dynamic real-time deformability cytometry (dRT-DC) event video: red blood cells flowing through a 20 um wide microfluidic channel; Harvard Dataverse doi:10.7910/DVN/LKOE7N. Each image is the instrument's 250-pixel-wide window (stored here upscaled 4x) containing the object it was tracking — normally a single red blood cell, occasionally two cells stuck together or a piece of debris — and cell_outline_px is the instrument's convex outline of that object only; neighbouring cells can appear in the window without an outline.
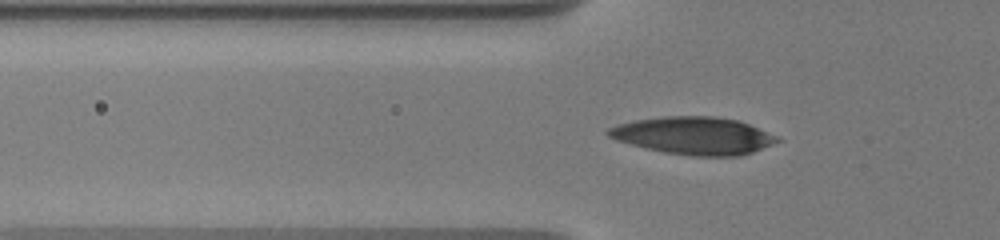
{"species": "human", "species_latin": "Homo sapiens", "temperature_condition": "warm", "stored_images_in_passage": 10, "camera_frame_rate_fps": 3000, "um_per_image_px": 0.085, "donor": {"sex": "male"}, "frame": {"image": 1, "passage_image": 2, "time_ms": 0.333, "image_size_px": [1000, 240], "cell_outline_px": [[784, 140], [752, 152], [740, 156], [692, 156], [668, 152], [648, 148], [616, 140], [608, 136], [604, 132], [608, 128], [616, 124], [636, 120], [664, 116], [716, 116], [736, 120], [748, 124], [776, 136]], "centroid_in_image_um": [58.96, 11.52], "position_along_channel_um": 66.8, "area_um2": 36.7}}
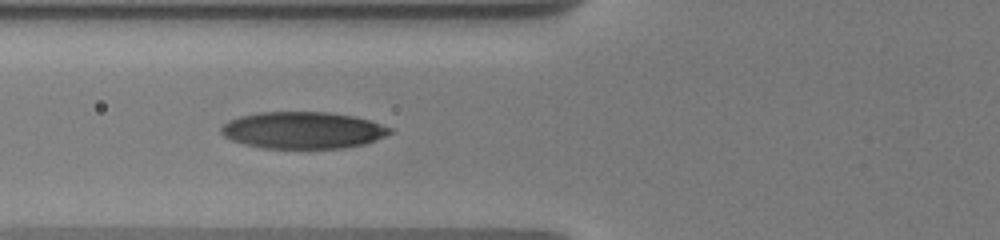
{"frame": {"image": 2, "passage_image": 9, "time_ms": 1.333, "image_size_px": [1000, 240], "cell_outline_px": [[392, 132], [384, 136], [364, 144], [344, 148], [264, 148], [244, 144], [232, 140], [224, 136], [220, 132], [220, 128], [228, 120], [240, 116], [260, 112], [328, 112], [352, 116], [368, 120], [392, 128]], "centroid_in_image_um": [25.71, 11.07], "position_along_channel_um": 100.1, "area_um2": 36.07}}